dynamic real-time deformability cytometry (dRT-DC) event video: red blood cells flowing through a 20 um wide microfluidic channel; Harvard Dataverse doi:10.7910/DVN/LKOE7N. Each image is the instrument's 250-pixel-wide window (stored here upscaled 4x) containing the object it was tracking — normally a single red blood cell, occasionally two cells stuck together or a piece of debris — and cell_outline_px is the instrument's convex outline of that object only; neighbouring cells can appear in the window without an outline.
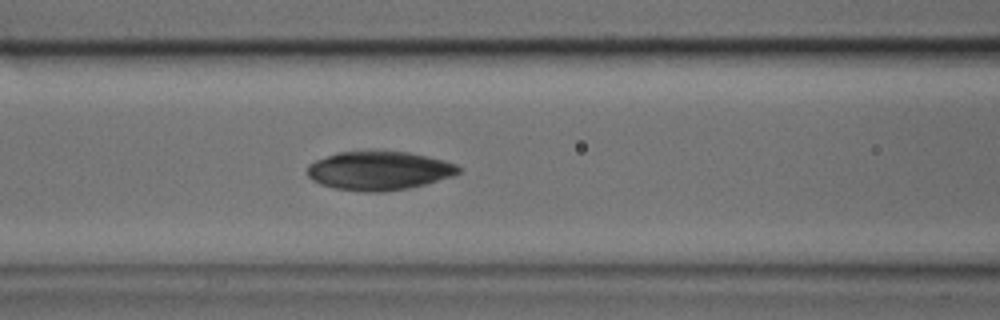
{"species": "common noctule bat (a hibernating species)", "species_latin": "Nyctalus noctula", "temperature_condition": "cold", "stored_images_in_passage": 28, "camera_frame_rate_fps": 3000, "um_per_image_px": 0.085, "animal": {"sex": "male", "body_mass_g": 17.9, "forearm_length_mm": 54.2}, "frame": {"image": 1, "passage_image": 10, "time_ms": 3.0, "image_size_px": [1000, 320], "cell_outline_px": [[460, 172], [452, 176], [424, 184], [408, 188], [384, 192], [364, 192], [336, 188], [320, 184], [312, 180], [308, 176], [308, 164], [316, 160], [340, 152], [376, 148], [408, 152], [428, 156], [444, 160], [456, 164], [460, 168]], "centroid_in_image_um": [32.21, 14.47], "position_along_channel_um": 134.4, "area_um2": 34.8}}
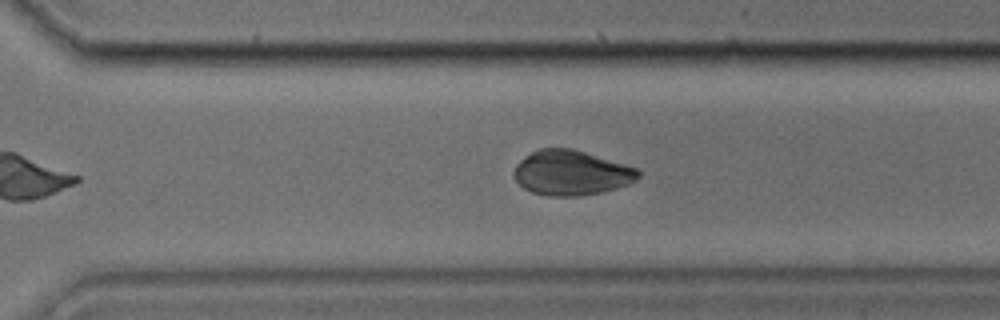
{"frame": {"image": 2, "passage_image": 21, "time_ms": 6.667, "image_size_px": [1000, 320], "cell_outline_px": [[640, 176], [636, 180], [628, 184], [616, 188], [600, 192], [576, 196], [548, 196], [532, 192], [524, 188], [512, 176], [512, 172], [516, 164], [524, 156], [540, 148], [572, 148], [624, 164], [636, 168], [640, 172]], "centroid_in_image_um": [48.52, 14.69], "position_along_channel_um": 322.1, "area_um2": 32.43}}
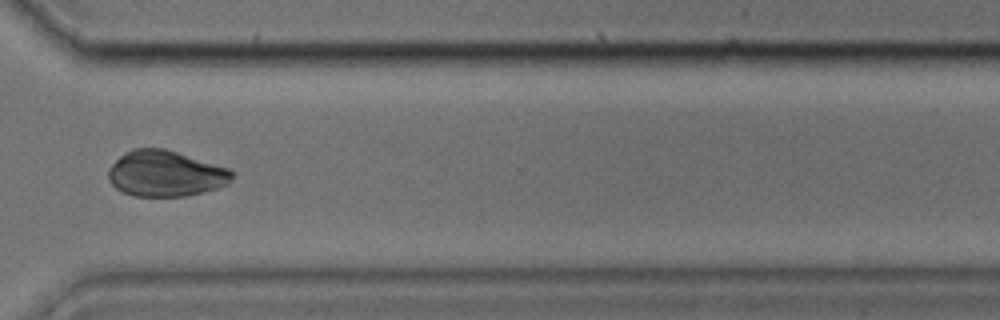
{"frame": {"image": 3, "passage_image": 23, "time_ms": 7.333, "image_size_px": [1000, 320], "cell_outline_px": [[236, 176], [228, 184], [216, 188], [184, 196], [136, 196], [124, 192], [116, 188], [108, 180], [108, 168], [124, 152], [132, 148], [164, 148], [228, 168], [236, 172]], "centroid_in_image_um": [14.07, 14.75], "position_along_channel_um": 356.5, "area_um2": 33.06}}